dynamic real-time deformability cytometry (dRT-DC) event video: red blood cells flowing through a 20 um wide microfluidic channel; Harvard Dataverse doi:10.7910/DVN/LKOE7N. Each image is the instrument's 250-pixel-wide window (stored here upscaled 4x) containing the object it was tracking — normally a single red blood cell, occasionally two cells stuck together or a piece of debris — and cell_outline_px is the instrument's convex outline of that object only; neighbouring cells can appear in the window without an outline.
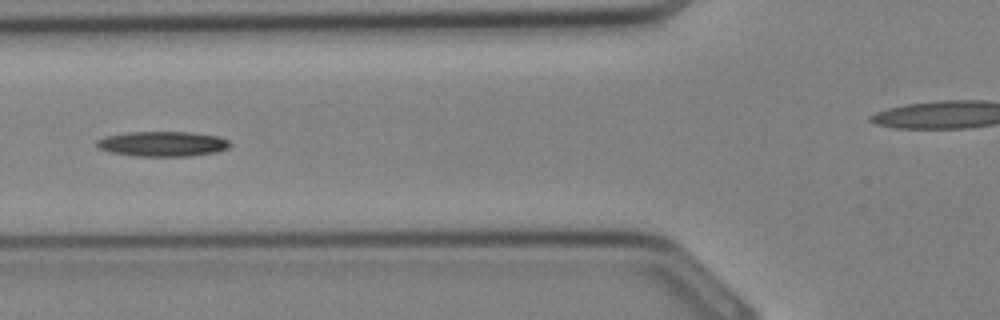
{"species": "Egyptian fruit bat (a non-hibernating species)", "species_latin": "Rousettus aegyptiacus", "temperature_condition": "cold", "stored_images_in_passage": 26, "camera_frame_rate_fps": 3000, "um_per_image_px": 0.085, "animal": {"sex": "female"}, "frame": {"image": 1, "passage_image": 5, "time_ms": 1.333, "image_size_px": [1000, 320], "cell_outline_px": [[232, 144], [228, 148], [216, 152], [188, 156], [136, 156], [112, 152], [100, 148], [96, 144], [96, 140], [104, 136], [128, 132], [188, 132], [216, 136], [228, 140]], "centroid_in_image_um": [13.81, 12.22], "position_along_channel_um": 112.0, "area_um2": 19.31}}
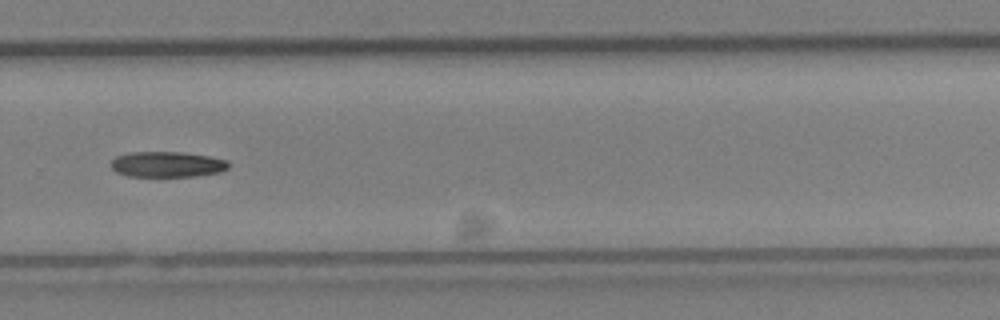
{"frame": {"image": 2, "passage_image": 15, "time_ms": 4.667, "image_size_px": [1000, 320], "cell_outline_px": [[228, 168], [220, 172], [192, 176], [128, 176], [116, 172], [112, 168], [112, 160], [116, 156], [128, 152], [184, 152], [208, 156], [228, 160]], "centroid_in_image_um": [14.2, 13.96], "position_along_channel_um": 315.6, "area_um2": 17.46}}